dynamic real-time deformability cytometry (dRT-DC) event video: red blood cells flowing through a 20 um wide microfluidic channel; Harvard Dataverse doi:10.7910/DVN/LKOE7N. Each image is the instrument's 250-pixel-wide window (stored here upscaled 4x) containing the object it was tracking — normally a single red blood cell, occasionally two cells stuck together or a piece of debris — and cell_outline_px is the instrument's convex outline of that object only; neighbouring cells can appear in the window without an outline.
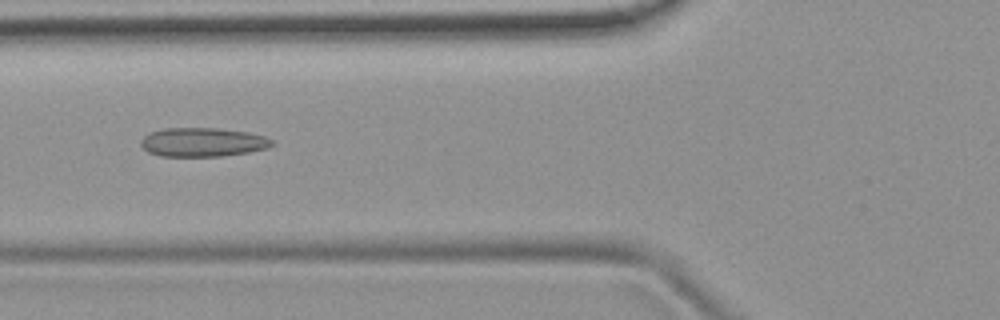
{"species": "common noctule bat (a hibernating species)", "species_latin": "Nyctalus noctula", "temperature_condition": "room temperature", "stored_images_in_passage": 6, "camera_frame_rate_fps": 3000, "um_per_image_px": 0.085, "animal": {"sex": "female", "body_mass_g": 19.9}, "frame": {"image": 1, "passage_image": 5, "time_ms": 4.667, "image_size_px": [1000, 320], "cell_outline_px": [[276, 144], [268, 148], [248, 152], [220, 156], [160, 156], [148, 152], [140, 144], [140, 140], [148, 132], [164, 128], [216, 128], [248, 132], [264, 136], [272, 140]], "centroid_in_image_um": [17.22, 12.08], "position_along_channel_um": 108.6, "area_um2": 22.2}}
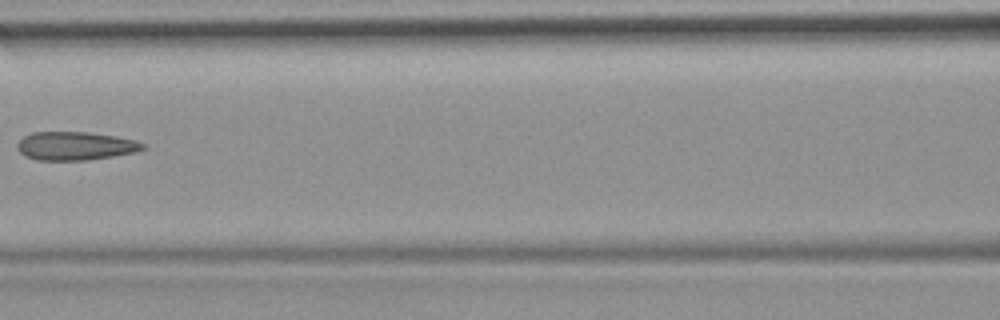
{"frame": {"image": 2, "passage_image": 6, "time_ms": 6.0, "image_size_px": [1000, 320], "cell_outline_px": [[148, 148], [136, 152], [88, 160], [36, 160], [24, 156], [16, 148], [16, 144], [24, 136], [32, 132], [88, 132], [136, 140], [148, 144]], "centroid_in_image_um": [6.42, 12.41], "position_along_channel_um": 160.2, "area_um2": 20.98}}